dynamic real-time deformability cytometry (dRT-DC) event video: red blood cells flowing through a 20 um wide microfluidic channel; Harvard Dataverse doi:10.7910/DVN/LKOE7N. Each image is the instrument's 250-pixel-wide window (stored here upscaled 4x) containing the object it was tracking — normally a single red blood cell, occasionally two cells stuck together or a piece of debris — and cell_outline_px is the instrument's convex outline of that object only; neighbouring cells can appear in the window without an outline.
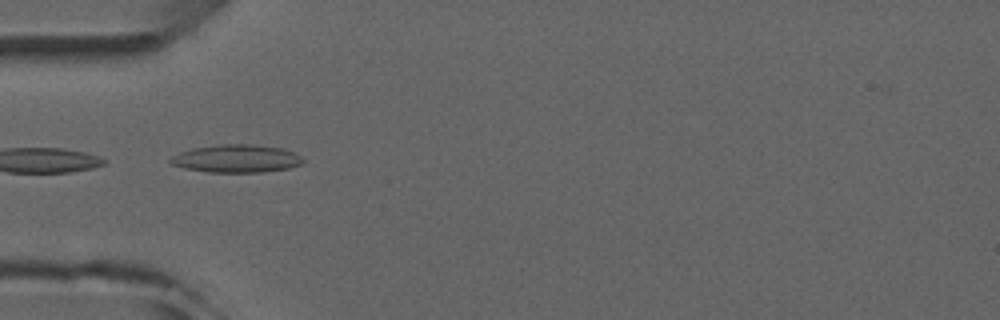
{"species": "common noctule bat (a hibernating species)", "species_latin": "Nyctalus noctula", "temperature_condition": "room temperature", "stored_images_in_passage": 6, "camera_frame_rate_fps": 3000, "um_per_image_px": 0.085, "animal": {"sex": "male", "forearm_length_mm": 52.5}, "frame": {"image": 1, "passage_image": 5, "time_ms": 4.333, "image_size_px": [1000, 320], "cell_outline_px": [[304, 160], [300, 164], [288, 168], [264, 172], [208, 172], [184, 168], [172, 164], [168, 160], [172, 156], [180, 152], [192, 148], [220, 144], [252, 144], [284, 148], [296, 152]], "centroid_in_image_um": [20.11, 13.47], "position_along_channel_um": 64.9, "area_um2": 21.62}}
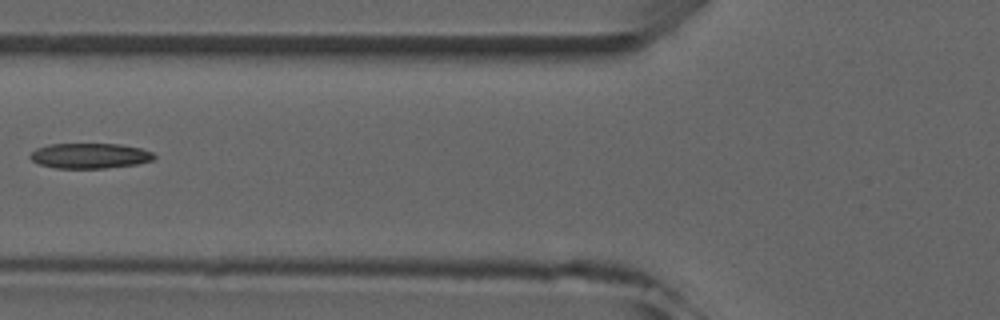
{"frame": {"image": 2, "passage_image": 6, "time_ms": 5.667, "image_size_px": [1000, 320], "cell_outline_px": [[156, 156], [152, 160], [136, 164], [104, 168], [56, 168], [40, 164], [32, 160], [28, 156], [36, 148], [48, 144], [120, 144], [140, 148], [152, 152]], "centroid_in_image_um": [7.62, 13.23], "position_along_channel_um": 118.2, "area_um2": 18.15}}